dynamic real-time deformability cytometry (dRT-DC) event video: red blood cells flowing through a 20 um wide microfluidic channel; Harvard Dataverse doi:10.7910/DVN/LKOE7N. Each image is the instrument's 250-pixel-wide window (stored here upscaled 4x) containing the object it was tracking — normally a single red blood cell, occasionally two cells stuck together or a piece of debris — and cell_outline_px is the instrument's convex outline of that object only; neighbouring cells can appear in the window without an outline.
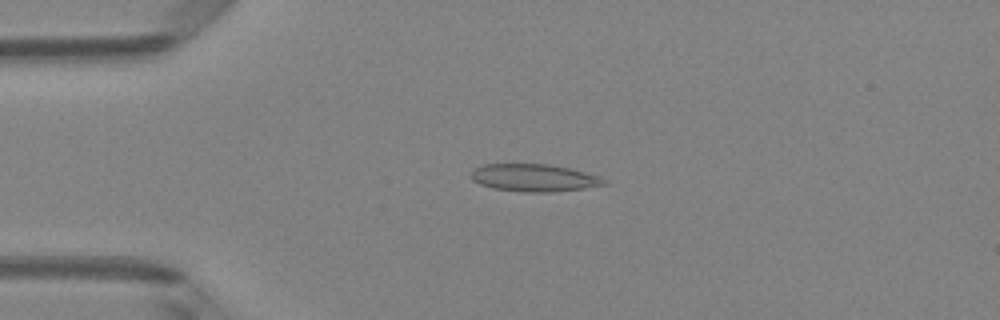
{"species": "Egyptian fruit bat (a non-hibernating species)", "species_latin": "Rousettus aegyptiacus", "temperature_condition": "room temperature", "stored_images_in_passage": 46, "camera_frame_rate_fps": 3000, "um_per_image_px": 0.085, "animal": {"sex": "female"}, "frame": {"image": 1, "passage_image": 8, "time_ms": 2.333, "image_size_px": [1000, 320], "cell_outline_px": [[604, 184], [584, 188], [548, 192], [524, 192], [492, 188], [480, 184], [472, 180], [468, 176], [476, 168], [484, 164], [548, 164], [568, 168], [600, 176], [604, 180]], "centroid_in_image_um": [45.33, 15.11], "position_along_channel_um": 39.7, "area_um2": 21.04}}
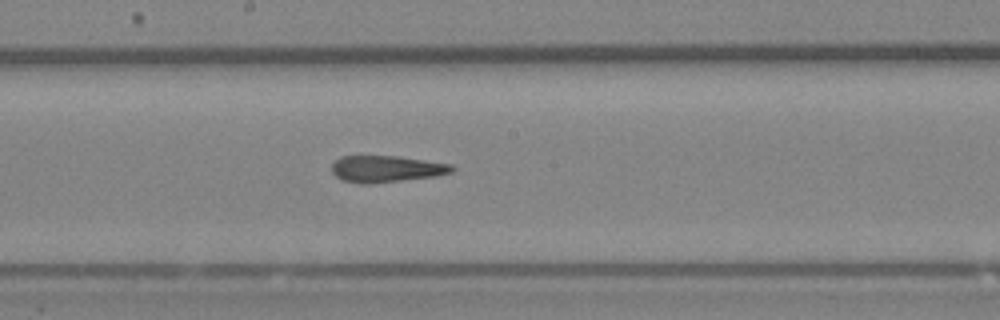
{"frame": {"image": 2, "passage_image": 23, "time_ms": 7.333, "image_size_px": [1000, 320], "cell_outline_px": [[456, 168], [452, 172], [436, 176], [368, 184], [360, 184], [340, 180], [332, 172], [332, 164], [340, 156], [396, 156], [452, 164]], "centroid_in_image_um": [32.82, 14.36], "position_along_channel_um": 215.4, "area_um2": 18.67}}
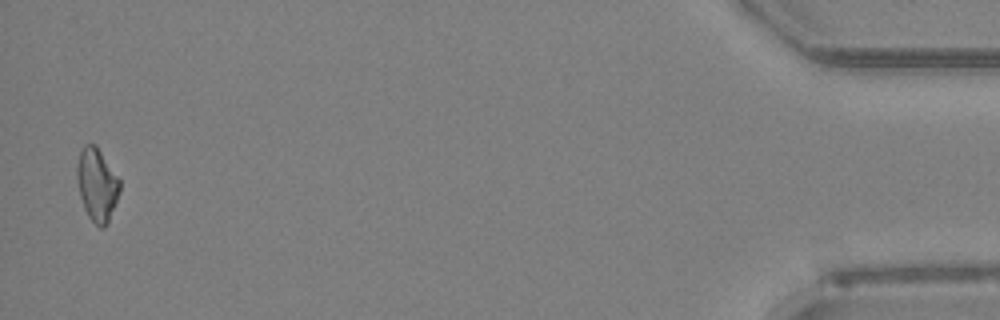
{"frame": {"image": 3, "passage_image": 45, "time_ms": 14.667, "image_size_px": [1000, 320], "cell_outline_px": [[120, 192], [108, 220], [104, 228], [100, 228], [88, 216], [84, 208], [80, 196], [76, 180], [76, 164], [80, 148], [84, 144], [96, 144], [120, 180]], "centroid_in_image_um": [8.21, 15.65], "position_along_channel_um": 427.0, "area_um2": 18.26}, "authors_computed_cell_mechanics": {"area_um2": 19.1896, "velocity_mm_per_s": 4.096, "shape_relaxation_time_tau1_ms": null, "shape_relaxation_time_tau2_ms": 1.8016, "deformation_change_tau1": null, "deformation_change_tau2": 0.1167}}